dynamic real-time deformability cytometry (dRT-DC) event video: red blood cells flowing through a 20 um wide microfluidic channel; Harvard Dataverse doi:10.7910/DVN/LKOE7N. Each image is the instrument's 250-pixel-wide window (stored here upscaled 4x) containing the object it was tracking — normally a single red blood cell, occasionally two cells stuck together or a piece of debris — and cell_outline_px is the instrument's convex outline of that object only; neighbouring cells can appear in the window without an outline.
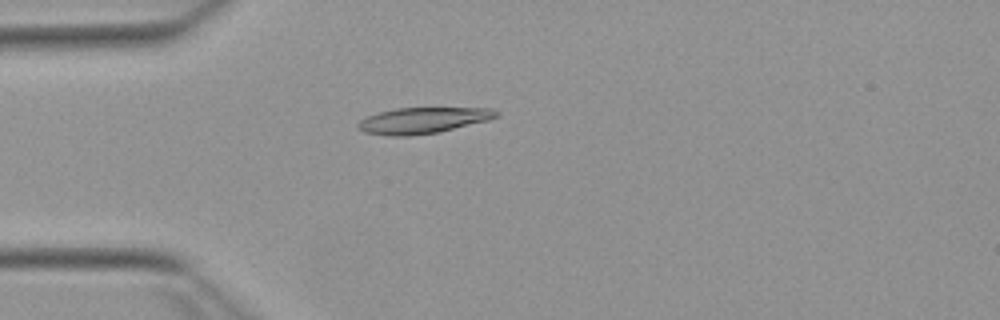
{"species": "Egyptian fruit bat (a non-hibernating species)", "species_latin": "Rousettus aegyptiacus", "temperature_condition": "warm", "stored_images_in_passage": 52, "camera_frame_rate_fps": 3000, "um_per_image_px": 0.085, "animal": {"sex": "female"}, "frame": {"image": 1, "passage_image": 14, "time_ms": 4.333, "image_size_px": [1000, 320], "cell_outline_px": [[500, 116], [488, 120], [440, 132], [408, 136], [388, 136], [364, 132], [356, 128], [356, 124], [360, 120], [368, 116], [380, 112], [396, 108], [492, 108], [500, 112]], "centroid_in_image_um": [35.95, 10.24], "position_along_channel_um": 49.0, "area_um2": 21.1}}
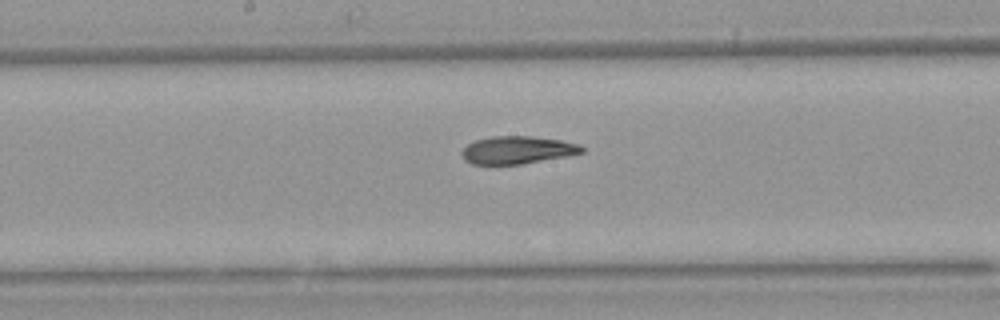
{"frame": {"image": 2, "passage_image": 27, "time_ms": 8.667, "image_size_px": [1000, 320], "cell_outline_px": [[584, 152], [564, 156], [520, 164], [472, 164], [464, 160], [460, 152], [468, 144], [476, 140], [492, 136], [532, 136], [560, 140], [580, 144], [584, 148]], "centroid_in_image_um": [43.95, 12.74], "position_along_channel_um": 204.2, "area_um2": 19.19}}
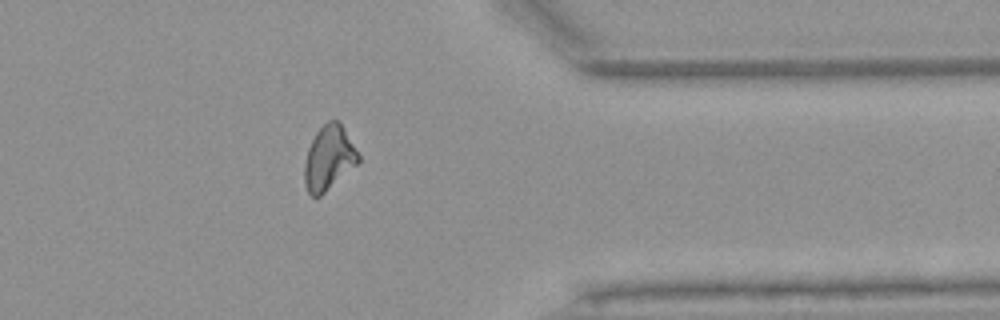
{"frame": {"image": 3, "passage_image": 42, "time_ms": 13.667, "image_size_px": [1000, 320], "cell_outline_px": [[360, 160], [356, 164], [320, 196], [312, 196], [308, 192], [304, 184], [304, 164], [308, 148], [316, 132], [328, 120], [336, 120], [340, 124], [360, 156]], "centroid_in_image_um": [27.91, 13.44], "position_along_channel_um": 383.5, "area_um2": 19.65}, "authors_computed_cell_mechanics": {"area_um2": 20.1433, "velocity_mm_per_s": 3.8612, "shape_relaxation_time_tau1_ms": 8.5803, "shape_relaxation_time_tau2_ms": 2.9252, "deformation_change_tau1": 0.2486, "deformation_change_tau2": 0.0967}}